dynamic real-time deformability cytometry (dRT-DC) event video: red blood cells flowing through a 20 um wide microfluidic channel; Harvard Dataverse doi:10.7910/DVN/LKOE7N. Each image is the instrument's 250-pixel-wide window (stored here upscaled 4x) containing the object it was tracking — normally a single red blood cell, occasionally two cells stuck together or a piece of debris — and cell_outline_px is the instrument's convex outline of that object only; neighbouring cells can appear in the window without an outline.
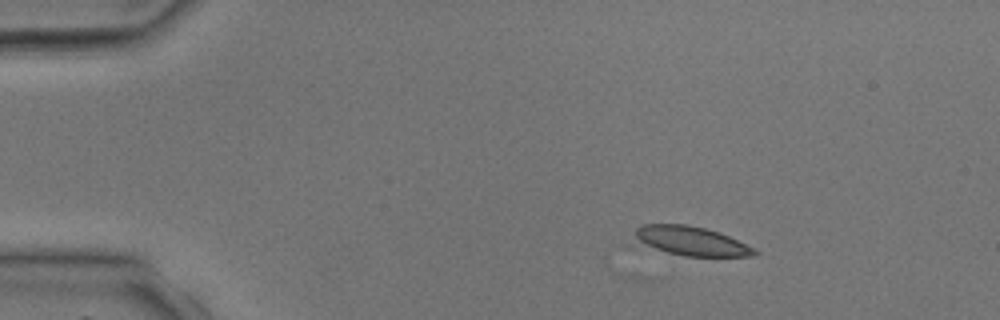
{"species": "common noctule bat (a hibernating species)", "species_latin": "Nyctalus noctula", "temperature_condition": "room temperature", "stored_images_in_passage": 2, "camera_frame_rate_fps": 3000, "um_per_image_px": 0.085, "animal": {"sex": "male", "body_mass_g": 17.9, "forearm_length_mm": 54.2}, "frame": {"image": 1, "passage_image": 2, "time_ms": 0.333, "image_size_px": [1000, 320], "cell_outline_px": [[760, 252], [756, 256], [684, 256], [624, 248], [620, 244], [640, 224], [688, 224], [704, 228], [728, 236], [756, 248]], "centroid_in_image_um": [58.28, 20.52], "position_along_channel_um": 26.7, "area_um2": 22.83}}